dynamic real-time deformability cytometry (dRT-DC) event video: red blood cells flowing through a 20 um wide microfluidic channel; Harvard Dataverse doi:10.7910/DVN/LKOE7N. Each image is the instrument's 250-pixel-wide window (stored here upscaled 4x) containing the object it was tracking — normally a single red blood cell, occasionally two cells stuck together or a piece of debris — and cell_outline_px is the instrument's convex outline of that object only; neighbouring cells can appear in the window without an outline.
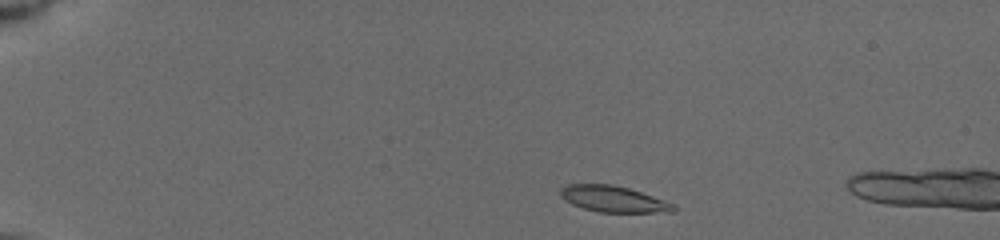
{"species": "common noctule bat (a hibernating species)", "species_latin": "Nyctalus noctula", "temperature_condition": "cold", "stored_images_in_passage": 4, "camera_frame_rate_fps": 3000, "um_per_image_px": 0.085, "animal": {"sex": "female", "body_mass_g": 19.5, "forearm_length_mm": 54.1}, "frame": {"image": 1, "passage_image": 1, "time_ms": 0.0, "image_size_px": [1000, 240], "cell_outline_px": [[676, 212], [600, 212], [584, 208], [572, 204], [564, 200], [560, 196], [560, 188], [568, 184], [612, 184], [628, 188], [664, 200], [672, 204], [676, 208]], "centroid_in_image_um": [52.11, 16.91], "position_along_channel_um": 32.9, "area_um2": 17.11}}